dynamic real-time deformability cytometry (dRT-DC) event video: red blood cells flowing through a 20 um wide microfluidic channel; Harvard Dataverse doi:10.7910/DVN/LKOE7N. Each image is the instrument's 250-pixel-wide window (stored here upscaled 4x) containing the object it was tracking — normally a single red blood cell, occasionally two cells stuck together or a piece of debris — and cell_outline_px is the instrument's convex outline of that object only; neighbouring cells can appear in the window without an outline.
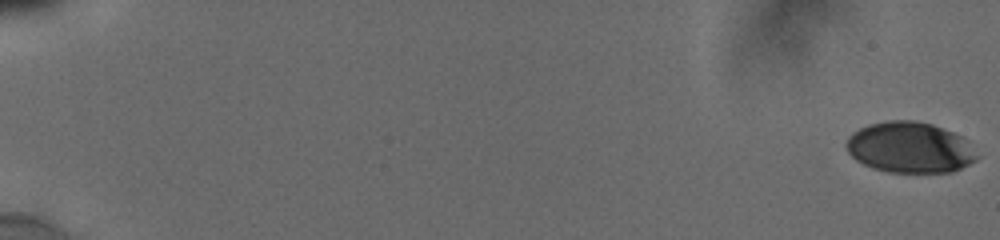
{"species": "human", "species_latin": "Homo sapiens", "temperature_condition": "cold", "stored_images_in_passage": 24, "camera_frame_rate_fps": 3000, "um_per_image_px": 0.085, "donor": {"sex": "male"}, "frame": {"image": 1, "passage_image": 1, "time_ms": 0.0, "image_size_px": [1000, 240], "cell_outline_px": [[980, 156], [976, 160], [952, 172], [888, 172], [872, 168], [856, 160], [848, 152], [844, 144], [848, 136], [852, 132], [868, 124], [888, 120], [912, 120], [932, 124], [952, 132], [968, 140]], "centroid_in_image_um": [77.33, 12.53], "position_along_channel_um": 7.7, "area_um2": 38.96}}
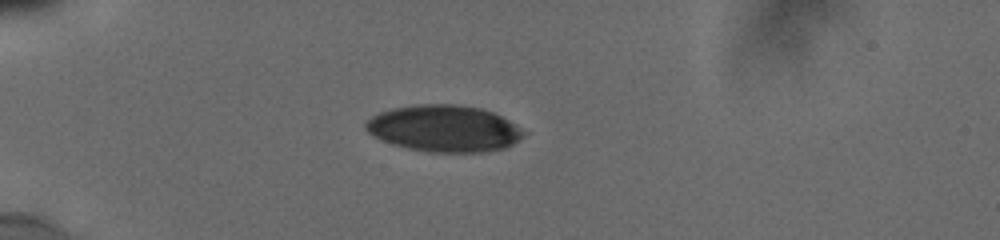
{"frame": {"image": 2, "passage_image": 15, "time_ms": 5.667, "image_size_px": [1000, 240], "cell_outline_px": [[528, 132], [524, 136], [512, 144], [504, 148], [484, 152], [428, 152], [408, 148], [392, 144], [372, 136], [364, 128], [364, 124], [372, 116], [380, 112], [392, 108], [416, 104], [456, 104], [480, 108], [492, 112], [516, 124]], "centroid_in_image_um": [37.75, 10.92], "position_along_channel_um": 47.3, "area_um2": 43.06}}
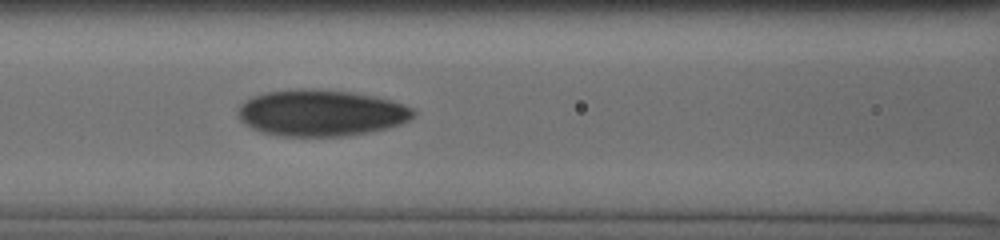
{"frame": {"image": 3, "passage_image": 24, "time_ms": 9.0, "image_size_px": [1000, 240], "cell_outline_px": [[416, 112], [408, 120], [400, 124], [388, 128], [348, 136], [284, 136], [264, 132], [252, 128], [240, 120], [240, 104], [252, 96], [264, 92], [296, 88], [312, 88], [352, 92], [376, 96], [392, 100], [412, 108]], "centroid_in_image_um": [27.3, 9.58], "position_along_channel_um": 139.3, "area_um2": 47.45}}